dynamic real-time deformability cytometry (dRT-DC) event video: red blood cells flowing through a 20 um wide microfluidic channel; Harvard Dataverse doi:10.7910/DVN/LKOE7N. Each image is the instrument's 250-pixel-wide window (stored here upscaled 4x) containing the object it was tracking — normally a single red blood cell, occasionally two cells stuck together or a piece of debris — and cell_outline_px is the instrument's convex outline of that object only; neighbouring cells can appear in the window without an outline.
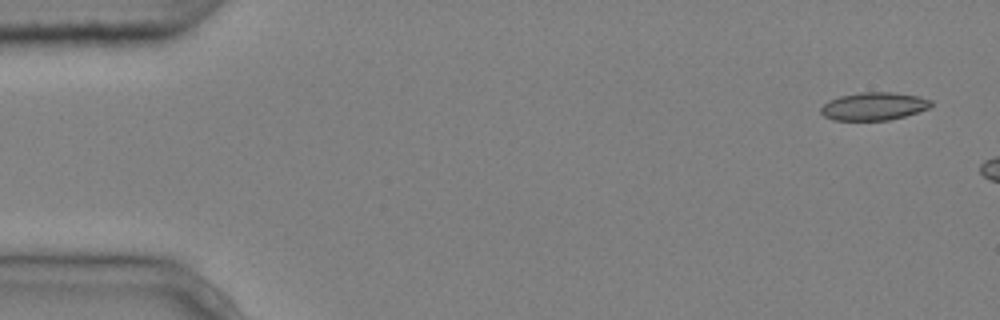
{"species": "common noctule bat (a hibernating species)", "species_latin": "Nyctalus noctula", "temperature_condition": "cold", "stored_images_in_passage": 3, "camera_frame_rate_fps": 3000, "um_per_image_px": 0.085, "animal": {"sex": "male", "body_mass_g": 20.4}, "frame": {"image": 1, "passage_image": 1, "time_ms": 0.0, "image_size_px": [1000, 320], "cell_outline_px": [[932, 104], [928, 108], [904, 116], [888, 120], [832, 120], [824, 116], [820, 112], [820, 108], [828, 100], [840, 96], [860, 92], [892, 92], [920, 96], [932, 100]], "centroid_in_image_um": [74.25, 9.02], "position_along_channel_um": 10.7, "area_um2": 17.92}}